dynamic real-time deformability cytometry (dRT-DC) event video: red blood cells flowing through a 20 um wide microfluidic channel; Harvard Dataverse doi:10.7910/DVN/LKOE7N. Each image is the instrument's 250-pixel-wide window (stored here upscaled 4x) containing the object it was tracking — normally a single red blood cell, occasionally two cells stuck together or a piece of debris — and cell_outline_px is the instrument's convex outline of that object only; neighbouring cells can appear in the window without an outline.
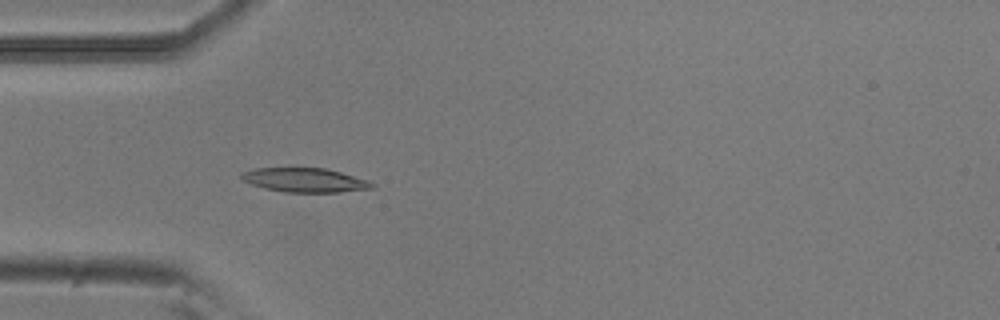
{"species": "common noctule bat (a hibernating species)", "species_latin": "Nyctalus noctula", "temperature_condition": "room temperature", "stored_images_in_passage": 5, "camera_frame_rate_fps": 3000, "um_per_image_px": 0.085, "animal": {"sex": "male", "body_mass_g": 20.5, "forearm_length_mm": 52.5}, "frame": {"image": 1, "passage_image": 5, "time_ms": 1.333, "image_size_px": [1000, 320], "cell_outline_px": [[376, 188], [340, 192], [284, 192], [264, 188], [240, 180], [240, 172], [256, 168], [324, 168], [340, 172], [368, 180], [376, 184]], "centroid_in_image_um": [25.91, 15.31], "position_along_channel_um": 59.1, "area_um2": 18.5}}